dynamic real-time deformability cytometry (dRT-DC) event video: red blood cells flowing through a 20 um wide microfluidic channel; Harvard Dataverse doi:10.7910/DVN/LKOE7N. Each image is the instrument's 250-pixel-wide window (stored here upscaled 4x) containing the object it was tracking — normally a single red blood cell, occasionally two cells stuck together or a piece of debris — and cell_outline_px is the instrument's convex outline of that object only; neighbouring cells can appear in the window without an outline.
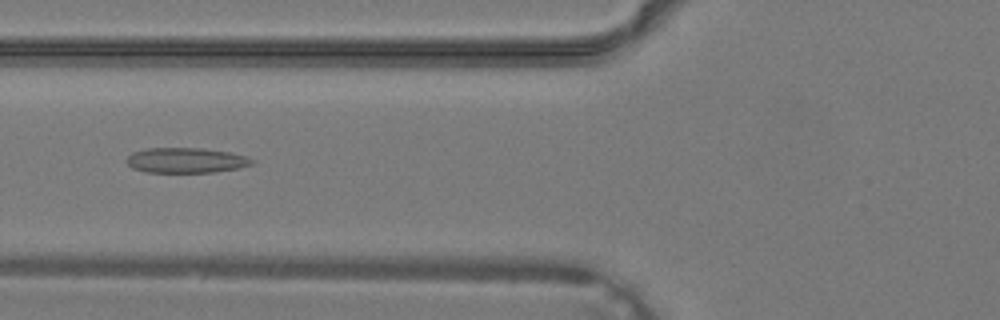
{"species": "common noctule bat (a hibernating species)", "species_latin": "Nyctalus noctula", "temperature_condition": "warm", "stored_images_in_passage": 34, "camera_frame_rate_fps": 3000, "um_per_image_px": 0.085, "animal": {"sex": "male", "body_mass_g": 19.2, "forearm_length_mm": 51.8}, "frame": {"image": 1, "passage_image": 11, "time_ms": 3.333, "image_size_px": [1000, 320], "cell_outline_px": [[256, 160], [252, 164], [236, 168], [212, 172], [144, 172], [132, 168], [128, 164], [128, 156], [132, 152], [148, 148], [204, 148], [232, 152], [248, 156]], "centroid_in_image_um": [15.84, 13.61], "position_along_channel_um": 110.0, "area_um2": 18.44}}
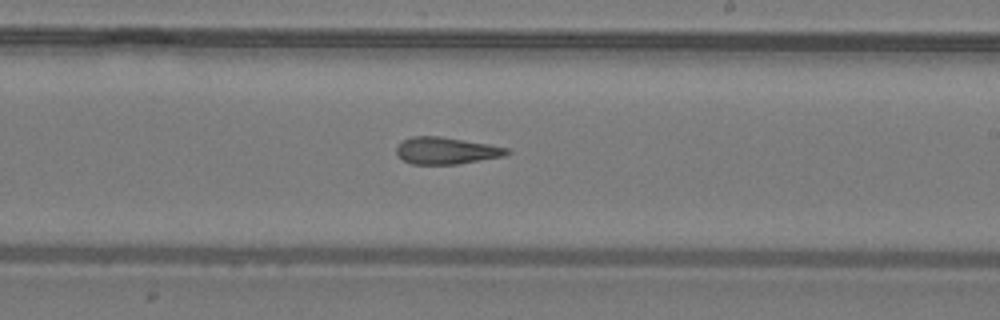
{"frame": {"image": 2, "passage_image": 19, "time_ms": 6.0, "image_size_px": [1000, 320], "cell_outline_px": [[512, 152], [504, 156], [456, 164], [412, 164], [404, 160], [396, 152], [396, 148], [404, 140], [412, 136], [440, 136], [488, 144], [508, 148]], "centroid_in_image_um": [37.95, 12.8], "position_along_channel_um": 251.1, "area_um2": 17.11}}
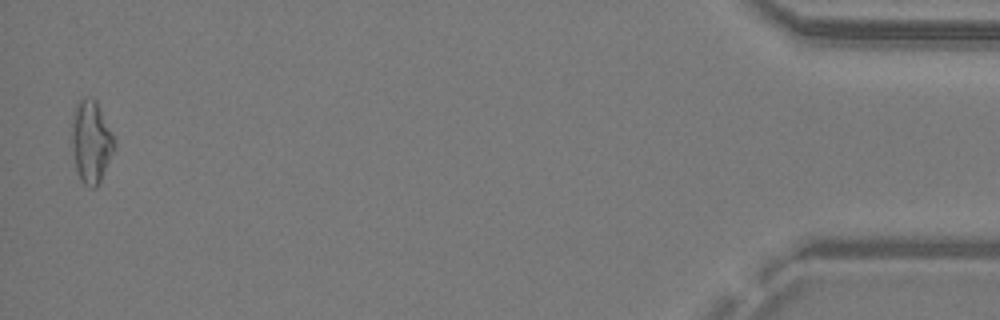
{"frame": {"image": 3, "passage_image": 34, "time_ms": 11.0, "image_size_px": [1000, 320], "cell_outline_px": [[116, 148], [96, 188], [88, 188], [80, 180], [76, 168], [72, 144], [72, 124], [76, 104], [84, 96], [92, 96], [96, 100], [116, 140]], "centroid_in_image_um": [7.77, 12.04], "position_along_channel_um": 427.4, "area_um2": 20.52}}